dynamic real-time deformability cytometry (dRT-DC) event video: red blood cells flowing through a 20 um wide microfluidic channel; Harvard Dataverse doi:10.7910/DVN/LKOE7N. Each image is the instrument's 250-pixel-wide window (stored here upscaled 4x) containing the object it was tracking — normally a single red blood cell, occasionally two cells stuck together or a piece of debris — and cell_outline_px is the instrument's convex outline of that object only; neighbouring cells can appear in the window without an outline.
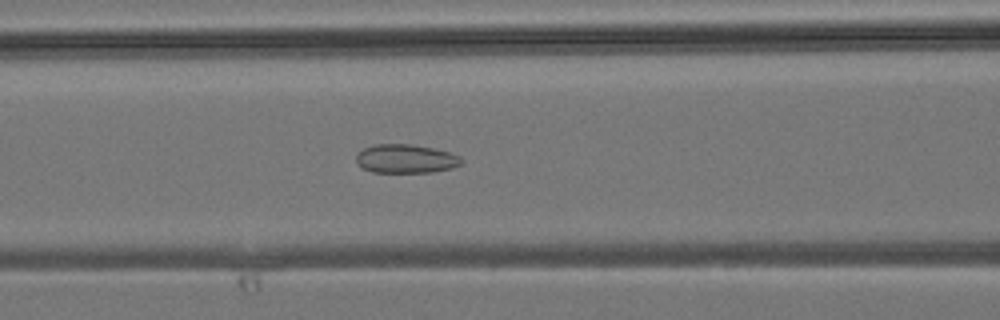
{"species": "common noctule bat (a hibernating species)", "species_latin": "Nyctalus noctula", "temperature_condition": "room temperature", "stored_images_in_passage": 43, "camera_frame_rate_fps": 3000, "um_per_image_px": 0.085, "animal": {"sex": "male", "body_mass_g": 19.2, "forearm_length_mm": 51.8}, "frame": {"image": 1, "passage_image": 17, "time_ms": 5.333, "image_size_px": [1000, 320], "cell_outline_px": [[464, 160], [460, 164], [452, 168], [432, 172], [372, 172], [360, 168], [356, 164], [356, 152], [364, 148], [376, 144], [412, 144], [432, 148], [448, 152], [460, 156]], "centroid_in_image_um": [34.44, 13.5], "position_along_channel_um": 132.2, "area_um2": 17.8}}
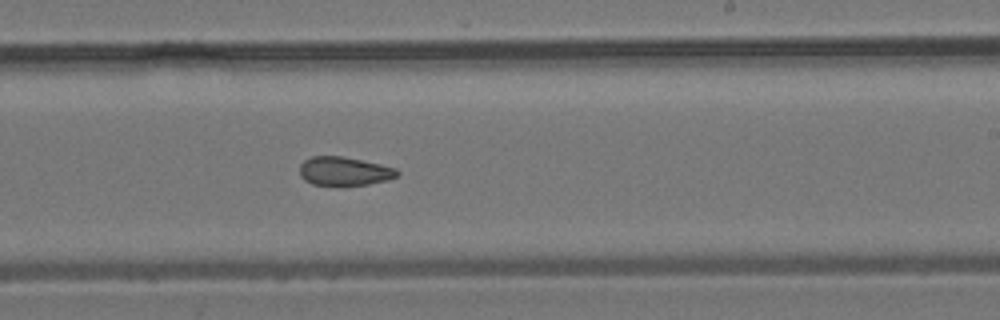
{"frame": {"image": 2, "passage_image": 25, "time_ms": 8.0, "image_size_px": [1000, 320], "cell_outline_px": [[400, 176], [388, 180], [368, 184], [312, 184], [304, 180], [300, 176], [300, 164], [304, 160], [312, 156], [340, 156], [380, 164], [396, 168], [400, 172]], "centroid_in_image_um": [29.28, 14.54], "position_along_channel_um": 259.7, "area_um2": 16.13}}
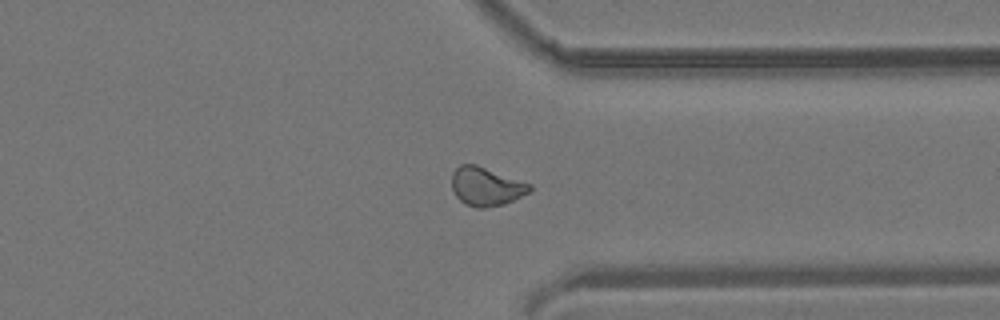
{"frame": {"image": 3, "passage_image": 32, "time_ms": 10.333, "image_size_px": [1000, 320], "cell_outline_px": [[532, 188], [528, 192], [504, 204], [484, 208], [476, 208], [464, 204], [456, 196], [452, 188], [452, 172], [460, 164], [476, 164], [532, 184]], "centroid_in_image_um": [41.3, 15.84], "position_along_channel_um": 370.1, "area_um2": 17.51}}